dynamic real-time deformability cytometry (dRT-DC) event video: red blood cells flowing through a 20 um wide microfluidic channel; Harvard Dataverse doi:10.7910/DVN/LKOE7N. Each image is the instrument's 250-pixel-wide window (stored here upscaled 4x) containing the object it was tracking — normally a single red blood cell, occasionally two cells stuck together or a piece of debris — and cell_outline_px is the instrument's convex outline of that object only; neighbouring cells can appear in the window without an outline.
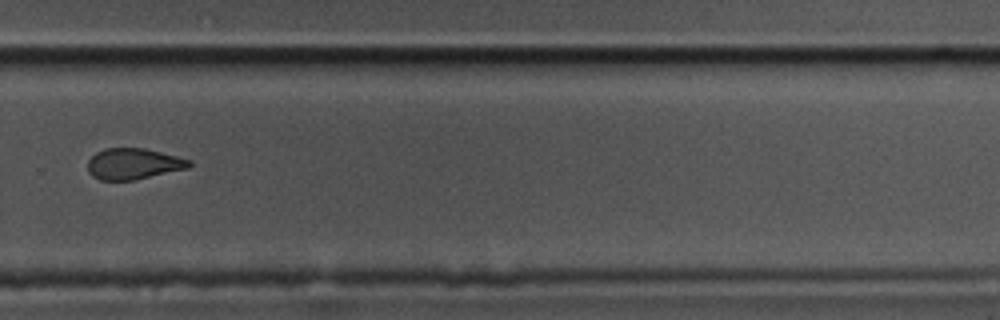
{"species": "common noctule bat (a hibernating species)", "species_latin": "Nyctalus noctula", "temperature_condition": "cold", "stored_images_in_passage": 11, "camera_frame_rate_fps": 3000, "um_per_image_px": 0.085, "animal": {"sex": "male", "body_mass_g": 17.5, "forearm_length_mm": 52.3}, "frame": {"image": 1, "passage_image": 7, "time_ms": 2.0, "image_size_px": [1000, 320], "cell_outline_px": [[192, 164], [188, 168], [132, 180], [100, 180], [92, 176], [88, 172], [88, 160], [96, 152], [104, 148], [144, 148], [192, 160]], "centroid_in_image_um": [11.32, 13.92], "position_along_channel_um": 318.5, "area_um2": 18.26}}
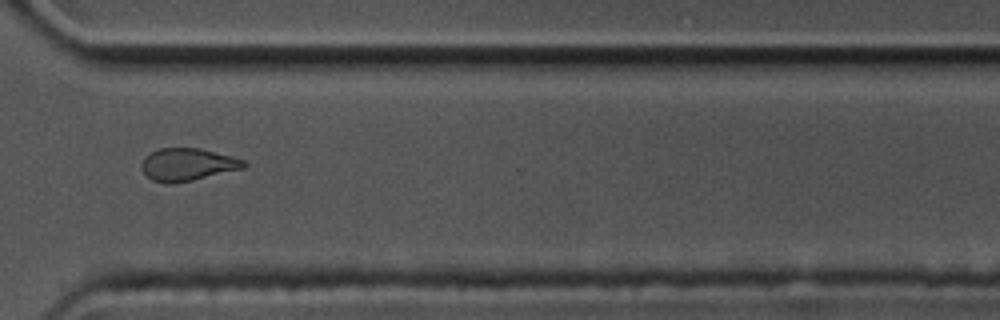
{"frame": {"image": 2, "passage_image": 8, "time_ms": 2.333, "image_size_px": [1000, 320], "cell_outline_px": [[248, 164], [244, 168], [192, 180], [168, 184], [152, 180], [140, 168], [140, 164], [144, 156], [160, 148], [200, 148], [232, 156], [244, 160]], "centroid_in_image_um": [15.93, 13.98], "position_along_channel_um": 354.7, "area_um2": 19.36}}